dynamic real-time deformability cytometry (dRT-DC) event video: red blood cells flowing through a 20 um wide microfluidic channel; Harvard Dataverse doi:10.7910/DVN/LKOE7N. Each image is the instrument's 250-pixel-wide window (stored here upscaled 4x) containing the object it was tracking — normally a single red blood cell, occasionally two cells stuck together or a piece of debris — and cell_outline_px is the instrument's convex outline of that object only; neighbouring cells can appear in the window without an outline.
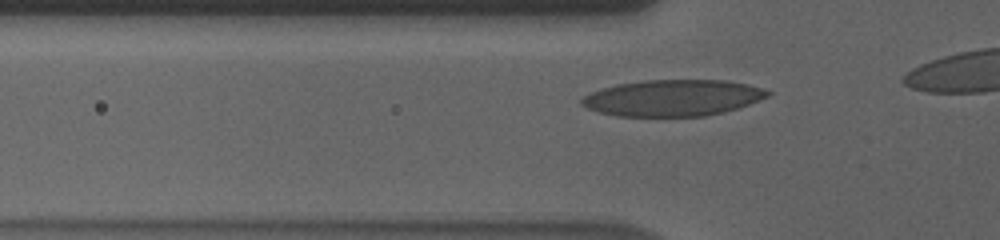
{"species": "human", "species_latin": "Homo sapiens", "temperature_condition": "cold", "stored_images_in_passage": 11, "camera_frame_rate_fps": 3000, "um_per_image_px": 0.085, "donor": {"sex": "male"}, "frame": {"image": 1, "passage_image": 4, "time_ms": 1.0, "image_size_px": [1000, 240], "cell_outline_px": [[772, 92], [768, 96], [748, 104], [724, 112], [704, 116], [616, 116], [596, 112], [580, 104], [580, 100], [584, 96], [592, 92], [616, 84], [644, 80], [724, 80], [748, 84]], "centroid_in_image_um": [57.15, 8.32], "position_along_channel_um": 68.7, "area_um2": 39.25}}
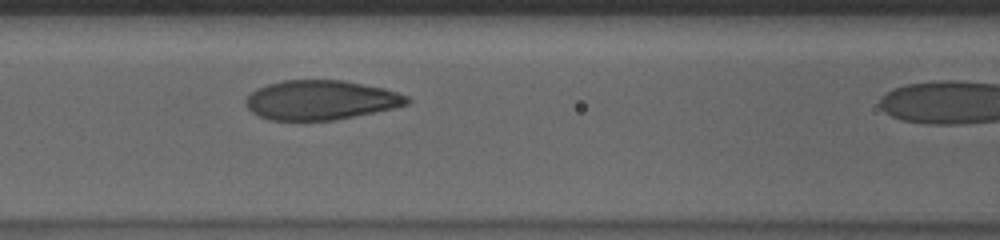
{"frame": {"image": 2, "passage_image": 10, "time_ms": 3.0, "image_size_px": [1000, 240], "cell_outline_px": [[412, 100], [408, 104], [392, 108], [332, 120], [268, 120], [252, 112], [248, 108], [244, 100], [256, 88], [268, 84], [284, 80], [340, 80], [384, 88], [408, 96]], "centroid_in_image_um": [27.24, 8.5], "position_along_channel_um": 139.4, "area_um2": 36.76}}